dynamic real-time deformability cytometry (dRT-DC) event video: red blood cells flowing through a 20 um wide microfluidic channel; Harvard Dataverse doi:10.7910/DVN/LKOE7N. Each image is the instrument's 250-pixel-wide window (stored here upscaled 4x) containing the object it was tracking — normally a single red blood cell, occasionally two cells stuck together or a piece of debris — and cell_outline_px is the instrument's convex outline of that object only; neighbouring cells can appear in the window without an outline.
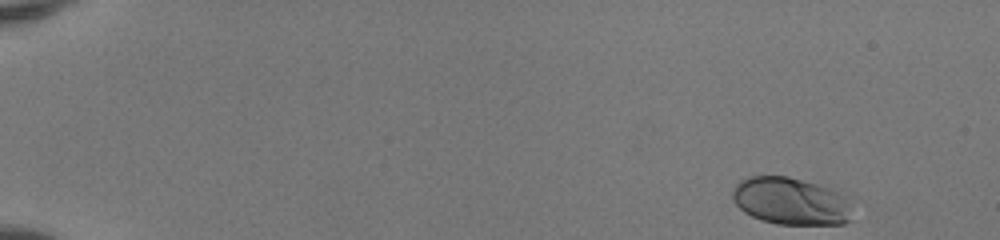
{"species": "human", "species_latin": "Homo sapiens", "temperature_condition": "room temperature", "stored_images_in_passage": 48, "camera_frame_rate_fps": 3000, "um_per_image_px": 0.085, "donor": {"sex": "female"}, "frame": {"image": 1, "passage_image": 1, "time_ms": 0.0, "image_size_px": [1000, 240], "cell_outline_px": [[860, 200], [856, 220], [844, 224], [776, 224], [760, 220], [744, 212], [732, 200], [732, 192], [736, 184], [740, 180], [748, 176], [788, 176], [832, 188], [856, 196]], "centroid_in_image_um": [67.48, 17.11], "position_along_channel_um": 17.5, "area_um2": 35.14}}
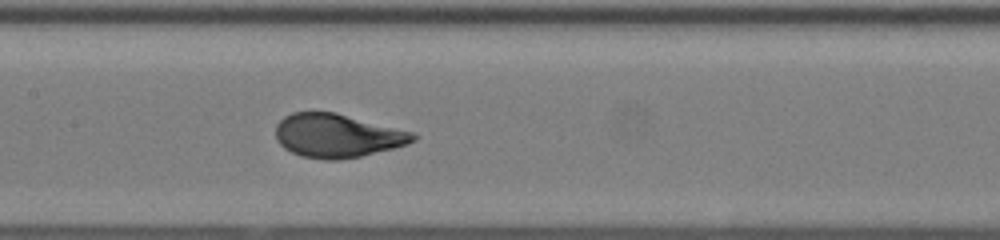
{"frame": {"image": 2, "passage_image": 24, "time_ms": 7.667, "image_size_px": [1000, 240], "cell_outline_px": [[420, 136], [416, 140], [408, 144], [360, 156], [336, 160], [324, 160], [300, 156], [284, 148], [276, 140], [276, 124], [284, 116], [292, 112], [336, 112], [412, 132]], "centroid_in_image_um": [28.64, 11.53], "position_along_channel_um": 178.8, "area_um2": 34.91}}
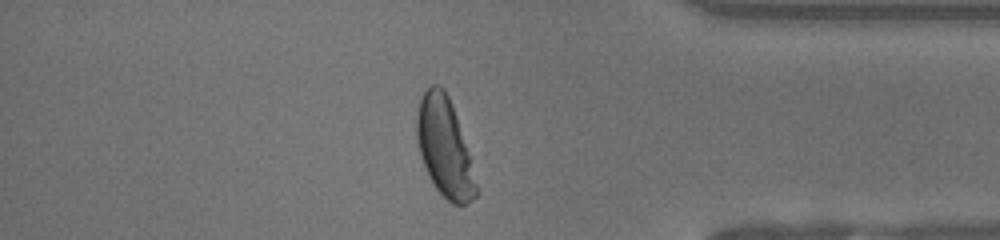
{"frame": {"image": 3, "passage_image": 41, "time_ms": 13.333, "image_size_px": [1000, 240], "cell_outline_px": [[480, 192], [476, 196], [464, 204], [452, 204], [436, 188], [428, 176], [420, 156], [416, 136], [416, 116], [420, 100], [424, 92], [432, 84], [440, 84], [444, 88], [452, 104], [456, 116]], "centroid_in_image_um": [37.77, 12.52], "position_along_channel_um": 397.4, "area_um2": 33.87}, "authors_computed_cell_mechanics": {"area_um2": 34.2176, "velocity_mm_per_s": 4.1283, "shape_relaxation_time_tau1_ms": 2.8835, "shape_relaxation_time_tau2_ms": null, "deformation_change_tau1": 0.1695, "deformation_change_tau2": null}}